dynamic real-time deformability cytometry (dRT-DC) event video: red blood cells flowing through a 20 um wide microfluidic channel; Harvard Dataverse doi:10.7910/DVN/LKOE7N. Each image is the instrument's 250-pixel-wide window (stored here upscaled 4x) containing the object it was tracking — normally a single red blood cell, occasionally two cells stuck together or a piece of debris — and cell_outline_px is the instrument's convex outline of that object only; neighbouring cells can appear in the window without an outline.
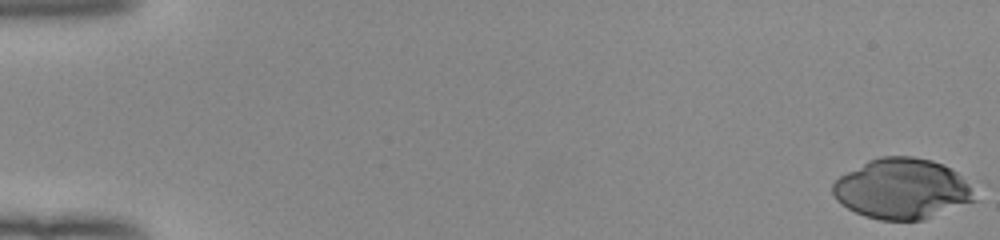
{"species": "human", "species_latin": "Homo sapiens", "temperature_condition": "room temperature", "stored_images_in_passage": 53, "camera_frame_rate_fps": 3000, "um_per_image_px": 0.085, "donor": {"sex": "female"}, "frame": {"image": 1, "passage_image": 1, "time_ms": 0.0, "image_size_px": [1000, 240], "cell_outline_px": [[976, 200], [924, 220], [880, 220], [864, 216], [840, 204], [836, 200], [832, 192], [832, 184], [840, 176], [868, 160], [880, 156], [912, 156], [932, 160], [944, 164], [956, 172], [968, 184]], "centroid_in_image_um": [76.64, 16.05], "position_along_channel_um": 8.4, "area_um2": 49.82}}
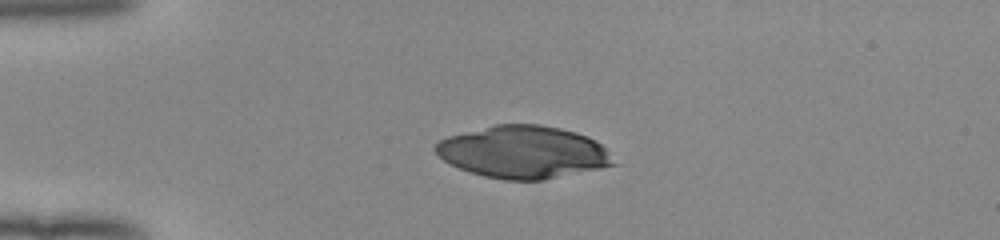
{"frame": {"image": 2, "passage_image": 14, "time_ms": 4.333, "image_size_px": [1000, 240], "cell_outline_px": [[620, 164], [544, 180], [504, 180], [484, 176], [468, 172], [444, 160], [432, 148], [440, 140], [448, 136], [496, 124], [540, 124], [560, 128], [576, 132], [588, 136], [596, 140]], "centroid_in_image_um": [44.51, 12.93], "position_along_channel_um": 40.5, "area_um2": 54.45}}
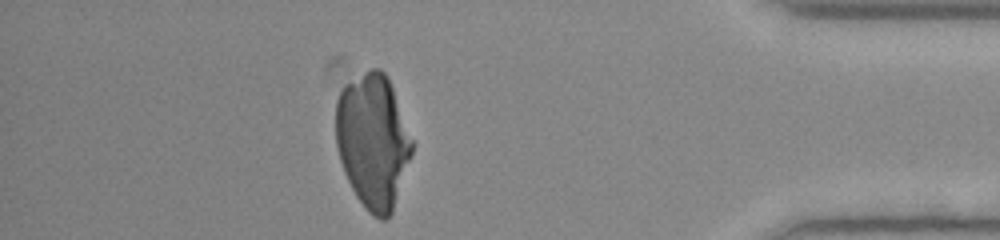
{"frame": {"image": 3, "passage_image": 47, "time_ms": 15.333, "image_size_px": [1000, 240], "cell_outline_px": [[412, 156], [392, 212], [388, 220], [380, 220], [372, 216], [364, 208], [356, 196], [344, 172], [336, 148], [336, 100], [340, 92], [348, 84], [364, 72], [372, 68], [380, 68], [388, 76], [412, 140]], "centroid_in_image_um": [31.7, 12.03], "position_along_channel_um": 403.5, "area_um2": 59.53}}